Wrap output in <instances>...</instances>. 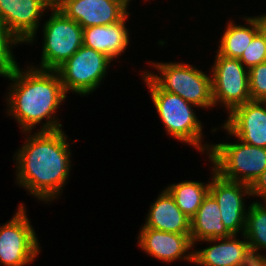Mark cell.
<instances>
[{
  "label": "cell",
  "mask_w": 266,
  "mask_h": 266,
  "mask_svg": "<svg viewBox=\"0 0 266 266\" xmlns=\"http://www.w3.org/2000/svg\"><path fill=\"white\" fill-rule=\"evenodd\" d=\"M24 132L29 136L14 154L16 182L40 201L52 202L61 195L71 170V150L61 130ZM54 199V200H53Z\"/></svg>",
  "instance_id": "1"
},
{
  "label": "cell",
  "mask_w": 266,
  "mask_h": 266,
  "mask_svg": "<svg viewBox=\"0 0 266 266\" xmlns=\"http://www.w3.org/2000/svg\"><path fill=\"white\" fill-rule=\"evenodd\" d=\"M26 70L17 69L7 78L12 81L7 93V114L15 118L22 130L31 132L41 123L38 131L61 130L63 125L55 117L56 110L65 101L62 82L56 70H44L28 64Z\"/></svg>",
  "instance_id": "2"
},
{
  "label": "cell",
  "mask_w": 266,
  "mask_h": 266,
  "mask_svg": "<svg viewBox=\"0 0 266 266\" xmlns=\"http://www.w3.org/2000/svg\"><path fill=\"white\" fill-rule=\"evenodd\" d=\"M141 73L142 80L150 90L155 109L167 134L177 141L192 145L202 153L207 151L208 155L211 144H201L203 142L202 123L192 109L197 106L187 102L179 95L162 90L144 71Z\"/></svg>",
  "instance_id": "3"
},
{
  "label": "cell",
  "mask_w": 266,
  "mask_h": 266,
  "mask_svg": "<svg viewBox=\"0 0 266 266\" xmlns=\"http://www.w3.org/2000/svg\"><path fill=\"white\" fill-rule=\"evenodd\" d=\"M157 74L144 71L162 90L179 95L202 108L214 107L212 78L193 65L177 62H149Z\"/></svg>",
  "instance_id": "4"
},
{
  "label": "cell",
  "mask_w": 266,
  "mask_h": 266,
  "mask_svg": "<svg viewBox=\"0 0 266 266\" xmlns=\"http://www.w3.org/2000/svg\"><path fill=\"white\" fill-rule=\"evenodd\" d=\"M208 158L223 179L251 186L266 169V148L237 140L211 144Z\"/></svg>",
  "instance_id": "5"
},
{
  "label": "cell",
  "mask_w": 266,
  "mask_h": 266,
  "mask_svg": "<svg viewBox=\"0 0 266 266\" xmlns=\"http://www.w3.org/2000/svg\"><path fill=\"white\" fill-rule=\"evenodd\" d=\"M49 11L52 13L43 24L40 67L35 68L56 70L83 45V28L54 5Z\"/></svg>",
  "instance_id": "6"
},
{
  "label": "cell",
  "mask_w": 266,
  "mask_h": 266,
  "mask_svg": "<svg viewBox=\"0 0 266 266\" xmlns=\"http://www.w3.org/2000/svg\"><path fill=\"white\" fill-rule=\"evenodd\" d=\"M111 62L105 54L82 45L56 69L66 95L68 91L90 95L103 81Z\"/></svg>",
  "instance_id": "7"
},
{
  "label": "cell",
  "mask_w": 266,
  "mask_h": 266,
  "mask_svg": "<svg viewBox=\"0 0 266 266\" xmlns=\"http://www.w3.org/2000/svg\"><path fill=\"white\" fill-rule=\"evenodd\" d=\"M24 204L10 221L0 225V265L25 266L40 253V243Z\"/></svg>",
  "instance_id": "8"
},
{
  "label": "cell",
  "mask_w": 266,
  "mask_h": 266,
  "mask_svg": "<svg viewBox=\"0 0 266 266\" xmlns=\"http://www.w3.org/2000/svg\"><path fill=\"white\" fill-rule=\"evenodd\" d=\"M210 73L214 106L222 104L229 114L251 100L248 69L239 59L224 57L216 52Z\"/></svg>",
  "instance_id": "9"
},
{
  "label": "cell",
  "mask_w": 266,
  "mask_h": 266,
  "mask_svg": "<svg viewBox=\"0 0 266 266\" xmlns=\"http://www.w3.org/2000/svg\"><path fill=\"white\" fill-rule=\"evenodd\" d=\"M54 0H0V21L22 43H34L42 15Z\"/></svg>",
  "instance_id": "10"
},
{
  "label": "cell",
  "mask_w": 266,
  "mask_h": 266,
  "mask_svg": "<svg viewBox=\"0 0 266 266\" xmlns=\"http://www.w3.org/2000/svg\"><path fill=\"white\" fill-rule=\"evenodd\" d=\"M211 182L209 193L217 201L221 219L224 226L231 234H243L245 230V220L248 209L244 202V196L251 197L250 186L240 182H233L221 178L214 166L211 168Z\"/></svg>",
  "instance_id": "11"
},
{
  "label": "cell",
  "mask_w": 266,
  "mask_h": 266,
  "mask_svg": "<svg viewBox=\"0 0 266 266\" xmlns=\"http://www.w3.org/2000/svg\"><path fill=\"white\" fill-rule=\"evenodd\" d=\"M127 0H54V6L82 28L110 25L129 12Z\"/></svg>",
  "instance_id": "12"
},
{
  "label": "cell",
  "mask_w": 266,
  "mask_h": 266,
  "mask_svg": "<svg viewBox=\"0 0 266 266\" xmlns=\"http://www.w3.org/2000/svg\"><path fill=\"white\" fill-rule=\"evenodd\" d=\"M222 129L242 142L266 148V101L250 100L233 109Z\"/></svg>",
  "instance_id": "13"
},
{
  "label": "cell",
  "mask_w": 266,
  "mask_h": 266,
  "mask_svg": "<svg viewBox=\"0 0 266 266\" xmlns=\"http://www.w3.org/2000/svg\"><path fill=\"white\" fill-rule=\"evenodd\" d=\"M237 239V234L225 238H212L203 242L216 243L202 250H193V264L199 266H250L256 259L246 237ZM218 242V244H217Z\"/></svg>",
  "instance_id": "14"
},
{
  "label": "cell",
  "mask_w": 266,
  "mask_h": 266,
  "mask_svg": "<svg viewBox=\"0 0 266 266\" xmlns=\"http://www.w3.org/2000/svg\"><path fill=\"white\" fill-rule=\"evenodd\" d=\"M138 235V246L147 255L166 263L186 260L193 263V249L190 234L169 233L141 228ZM190 250V252H189Z\"/></svg>",
  "instance_id": "15"
},
{
  "label": "cell",
  "mask_w": 266,
  "mask_h": 266,
  "mask_svg": "<svg viewBox=\"0 0 266 266\" xmlns=\"http://www.w3.org/2000/svg\"><path fill=\"white\" fill-rule=\"evenodd\" d=\"M130 12L119 22L83 28V45L101 52L112 61L119 58L130 44L126 20Z\"/></svg>",
  "instance_id": "16"
},
{
  "label": "cell",
  "mask_w": 266,
  "mask_h": 266,
  "mask_svg": "<svg viewBox=\"0 0 266 266\" xmlns=\"http://www.w3.org/2000/svg\"><path fill=\"white\" fill-rule=\"evenodd\" d=\"M145 224L141 228L169 233L190 234V218L177 206L170 193L163 189L154 203H151Z\"/></svg>",
  "instance_id": "17"
},
{
  "label": "cell",
  "mask_w": 266,
  "mask_h": 266,
  "mask_svg": "<svg viewBox=\"0 0 266 266\" xmlns=\"http://www.w3.org/2000/svg\"><path fill=\"white\" fill-rule=\"evenodd\" d=\"M231 235L222 223L217 201L208 193L196 214L190 219V238L192 244H197V242L205 239L225 238Z\"/></svg>",
  "instance_id": "18"
},
{
  "label": "cell",
  "mask_w": 266,
  "mask_h": 266,
  "mask_svg": "<svg viewBox=\"0 0 266 266\" xmlns=\"http://www.w3.org/2000/svg\"><path fill=\"white\" fill-rule=\"evenodd\" d=\"M246 20L244 26L229 21L222 34L217 52L228 58L239 59L243 51L248 47L254 36L258 33V16L243 17Z\"/></svg>",
  "instance_id": "19"
},
{
  "label": "cell",
  "mask_w": 266,
  "mask_h": 266,
  "mask_svg": "<svg viewBox=\"0 0 266 266\" xmlns=\"http://www.w3.org/2000/svg\"><path fill=\"white\" fill-rule=\"evenodd\" d=\"M207 183L184 180L170 184L165 189L173 197L179 209L191 219L209 193L210 181Z\"/></svg>",
  "instance_id": "20"
},
{
  "label": "cell",
  "mask_w": 266,
  "mask_h": 266,
  "mask_svg": "<svg viewBox=\"0 0 266 266\" xmlns=\"http://www.w3.org/2000/svg\"><path fill=\"white\" fill-rule=\"evenodd\" d=\"M243 235L246 237L254 257L266 258V255H261L262 253L258 251L262 249L266 251V202L261 203L256 200L250 204Z\"/></svg>",
  "instance_id": "21"
},
{
  "label": "cell",
  "mask_w": 266,
  "mask_h": 266,
  "mask_svg": "<svg viewBox=\"0 0 266 266\" xmlns=\"http://www.w3.org/2000/svg\"><path fill=\"white\" fill-rule=\"evenodd\" d=\"M21 42L0 21V76L8 78L19 66L12 49Z\"/></svg>",
  "instance_id": "22"
},
{
  "label": "cell",
  "mask_w": 266,
  "mask_h": 266,
  "mask_svg": "<svg viewBox=\"0 0 266 266\" xmlns=\"http://www.w3.org/2000/svg\"><path fill=\"white\" fill-rule=\"evenodd\" d=\"M240 62L249 70L250 68L266 62V44L258 32L239 58Z\"/></svg>",
  "instance_id": "23"
},
{
  "label": "cell",
  "mask_w": 266,
  "mask_h": 266,
  "mask_svg": "<svg viewBox=\"0 0 266 266\" xmlns=\"http://www.w3.org/2000/svg\"><path fill=\"white\" fill-rule=\"evenodd\" d=\"M251 100L266 101V62L248 70Z\"/></svg>",
  "instance_id": "24"
},
{
  "label": "cell",
  "mask_w": 266,
  "mask_h": 266,
  "mask_svg": "<svg viewBox=\"0 0 266 266\" xmlns=\"http://www.w3.org/2000/svg\"><path fill=\"white\" fill-rule=\"evenodd\" d=\"M251 196L260 197L263 202H266V169L250 186ZM263 198V199H262Z\"/></svg>",
  "instance_id": "25"
},
{
  "label": "cell",
  "mask_w": 266,
  "mask_h": 266,
  "mask_svg": "<svg viewBox=\"0 0 266 266\" xmlns=\"http://www.w3.org/2000/svg\"><path fill=\"white\" fill-rule=\"evenodd\" d=\"M258 32L261 34L266 44V14L258 15Z\"/></svg>",
  "instance_id": "26"
},
{
  "label": "cell",
  "mask_w": 266,
  "mask_h": 266,
  "mask_svg": "<svg viewBox=\"0 0 266 266\" xmlns=\"http://www.w3.org/2000/svg\"><path fill=\"white\" fill-rule=\"evenodd\" d=\"M250 266H266V258H256Z\"/></svg>",
  "instance_id": "27"
}]
</instances>
